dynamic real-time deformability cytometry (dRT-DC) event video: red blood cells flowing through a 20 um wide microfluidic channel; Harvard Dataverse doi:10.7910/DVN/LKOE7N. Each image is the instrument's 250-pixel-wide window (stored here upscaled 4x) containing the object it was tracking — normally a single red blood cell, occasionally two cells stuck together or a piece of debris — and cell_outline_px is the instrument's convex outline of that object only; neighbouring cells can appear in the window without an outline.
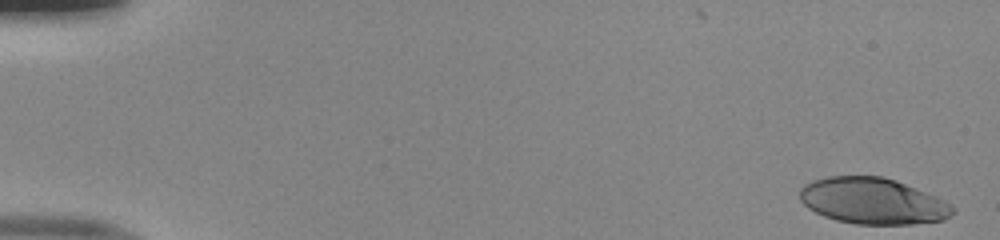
{"species": "human", "species_latin": "Homo sapiens", "temperature_condition": "room temperature", "stored_images_in_passage": 51, "camera_frame_rate_fps": 3000, "um_per_image_px": 0.085, "donor": {"sex": "male"}, "frame": {"image": 1, "passage_image": 1, "time_ms": 0.0, "image_size_px": [1000, 240], "cell_outline_px": [[956, 212], [944, 220], [912, 224], [856, 224], [836, 220], [824, 216], [808, 208], [800, 200], [800, 188], [804, 184], [812, 180], [828, 176], [880, 176], [896, 180], [936, 196], [952, 204], [956, 208]], "centroid_in_image_um": [74.2, 17.08], "position_along_channel_um": 10.8, "area_um2": 41.38}}
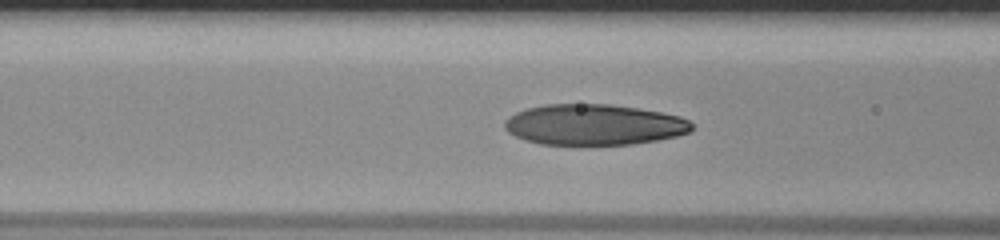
{"frame": {"image": 2, "passage_image": 21, "time_ms": 6.667, "image_size_px": [1000, 240], "cell_outline_px": [[692, 128], [688, 132], [676, 136], [656, 140], [632, 144], [540, 144], [524, 140], [508, 132], [504, 128], [504, 120], [508, 116], [516, 112], [528, 108], [548, 104], [608, 104], [636, 108], [660, 112], [680, 116], [688, 120], [692, 124]], "centroid_in_image_um": [50.45, 10.59], "position_along_channel_um": 116.2, "area_um2": 44.27}}
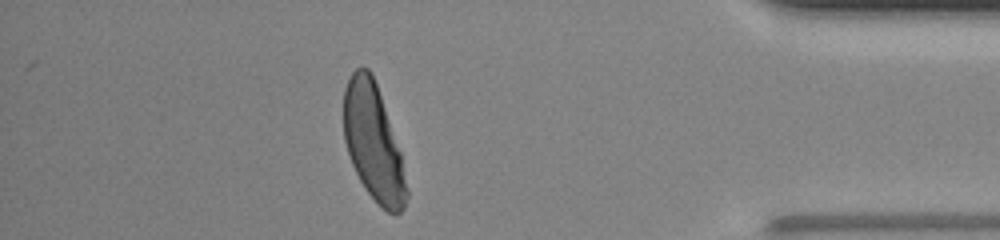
{"frame": {"image": 3, "passage_image": 45, "time_ms": 14.667, "image_size_px": [1000, 240], "cell_outline_px": [[408, 196], [404, 208], [400, 212], [388, 212], [364, 188], [352, 164], [344, 140], [344, 88], [352, 72], [356, 68], [368, 68], [376, 84], [400, 152], [408, 192]], "centroid_in_image_um": [31.71, 12.11], "position_along_channel_um": 403.5, "area_um2": 41.67}, "authors_computed_cell_mechanics": {"area_um2": 43.8124, "velocity_mm_per_s": 4.0223, "shape_relaxation_time_tau1_ms": 4.0115, "shape_relaxation_time_tau2_ms": null, "deformation_change_tau1": 0.2126, "deformation_change_tau2": null}}